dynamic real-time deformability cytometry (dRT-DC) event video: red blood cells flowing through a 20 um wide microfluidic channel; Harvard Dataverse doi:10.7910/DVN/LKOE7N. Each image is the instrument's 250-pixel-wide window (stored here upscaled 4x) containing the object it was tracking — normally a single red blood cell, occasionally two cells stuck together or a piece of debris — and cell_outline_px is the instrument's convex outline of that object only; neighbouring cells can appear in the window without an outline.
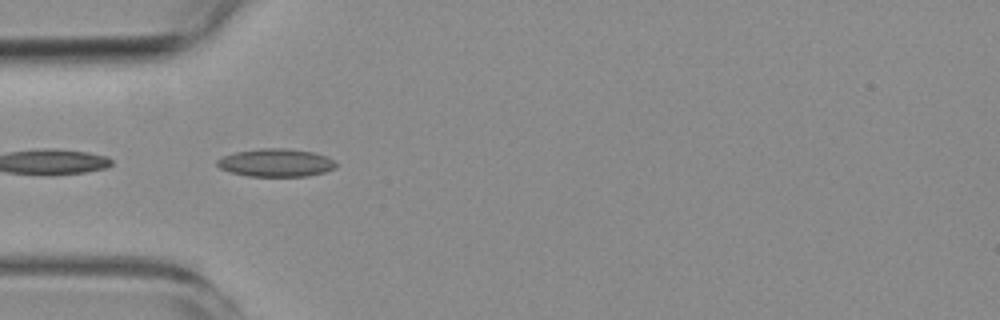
{"species": "common noctule bat (a hibernating species)", "species_latin": "Nyctalus noctula", "temperature_condition": "room temperature", "stored_images_in_passage": 6, "camera_frame_rate_fps": 3000, "um_per_image_px": 0.085, "animal": {"sex": "female", "body_mass_g": 19.3, "forearm_length_mm": 54.1}, "frame": {"image": 1, "passage_image": 5, "time_ms": 4.667, "image_size_px": [1000, 320], "cell_outline_px": [[336, 168], [324, 172], [308, 176], [248, 176], [232, 172], [220, 168], [216, 164], [216, 160], [224, 156], [236, 152], [260, 148], [288, 148], [316, 152], [328, 156], [336, 160]], "centroid_in_image_um": [23.51, 13.82], "position_along_channel_um": 61.5, "area_um2": 19.54}}